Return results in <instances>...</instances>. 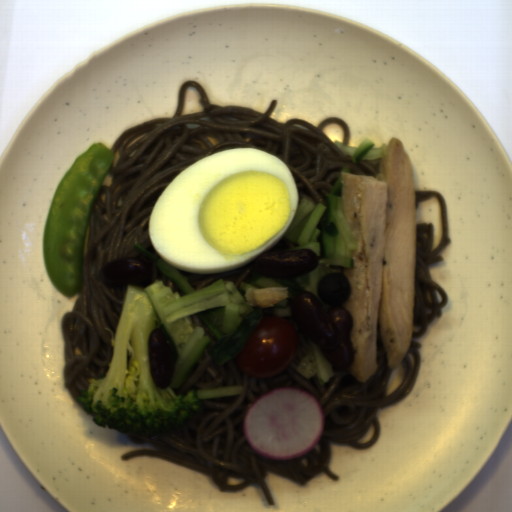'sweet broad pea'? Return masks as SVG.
Returning <instances> with one entry per match:
<instances>
[{
	"mask_svg": "<svg viewBox=\"0 0 512 512\" xmlns=\"http://www.w3.org/2000/svg\"><path fill=\"white\" fill-rule=\"evenodd\" d=\"M115 153L103 143L88 145L61 178L44 223L43 259L66 297L81 292L88 251L89 217Z\"/></svg>",
	"mask_w": 512,
	"mask_h": 512,
	"instance_id": "sweet-broad-pea-1",
	"label": "sweet broad pea"
}]
</instances>
